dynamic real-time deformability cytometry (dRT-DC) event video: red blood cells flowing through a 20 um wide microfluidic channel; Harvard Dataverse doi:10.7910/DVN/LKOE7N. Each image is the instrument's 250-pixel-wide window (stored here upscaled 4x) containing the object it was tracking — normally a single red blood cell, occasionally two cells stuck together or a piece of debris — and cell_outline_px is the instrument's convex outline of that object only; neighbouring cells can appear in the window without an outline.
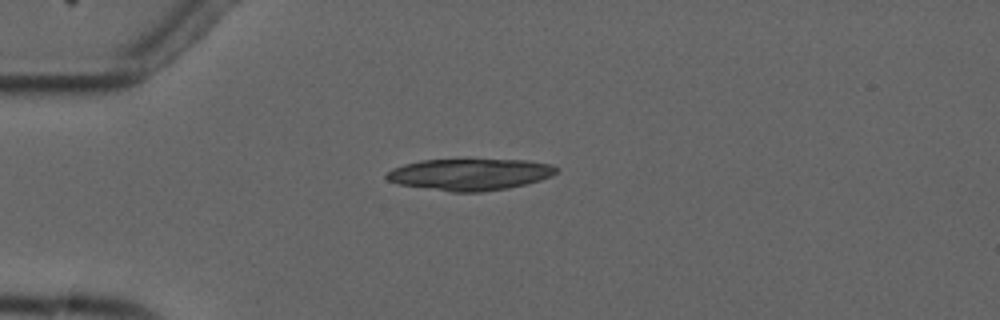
{"species": "common noctule bat (a hibernating species)", "species_latin": "Nyctalus noctula", "temperature_condition": "cold", "stored_images_in_passage": 7, "camera_frame_rate_fps": 3000, "um_per_image_px": 0.085, "animal": {"sex": "male", "forearm_length_mm": 52.5}, "frame": {"image": 1, "passage_image": 4, "time_ms": 3.667, "image_size_px": [1000, 320], "cell_outline_px": [[560, 168], [552, 176], [540, 180], [508, 188], [484, 192], [452, 192], [400, 184], [388, 180], [384, 176], [392, 168], [404, 164], [420, 160], [528, 160], [552, 164]], "centroid_in_image_um": [39.97, 14.82], "position_along_channel_um": 45.0, "area_um2": 31.21}}